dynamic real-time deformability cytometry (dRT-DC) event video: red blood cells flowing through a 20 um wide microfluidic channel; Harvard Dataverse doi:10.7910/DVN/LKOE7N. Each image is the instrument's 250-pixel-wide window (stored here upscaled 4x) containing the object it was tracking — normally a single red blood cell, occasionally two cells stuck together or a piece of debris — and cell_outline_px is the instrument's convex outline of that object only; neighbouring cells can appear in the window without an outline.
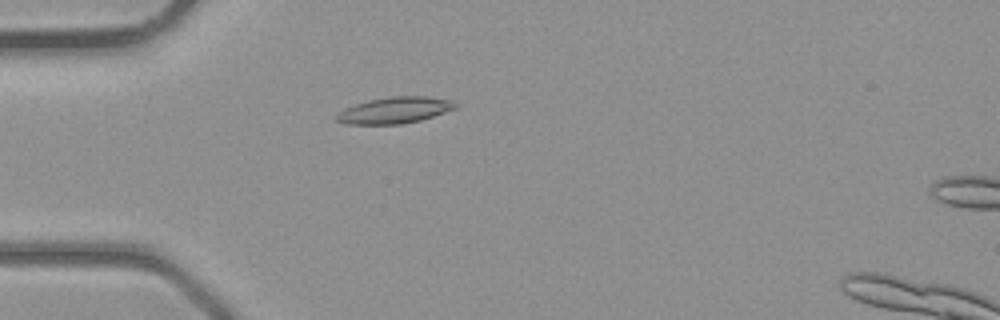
{"species": "common noctule bat (a hibernating species)", "species_latin": "Nyctalus noctula", "temperature_condition": "room temperature", "stored_images_in_passage": 40, "camera_frame_rate_fps": 3000, "um_per_image_px": 0.085, "animal": {"sex": "male", "body_mass_g": 23.1, "forearm_length_mm": 52.7}, "frame": {"image": 1, "passage_image": 12, "time_ms": 3.667, "image_size_px": [1000, 320], "cell_outline_px": [[460, 108], [420, 120], [400, 124], [344, 124], [336, 120], [336, 116], [344, 108], [368, 100], [392, 96], [428, 96], [452, 100], [460, 104]], "centroid_in_image_um": [33.63, 9.36], "position_along_channel_um": 51.4, "area_um2": 18.44}}
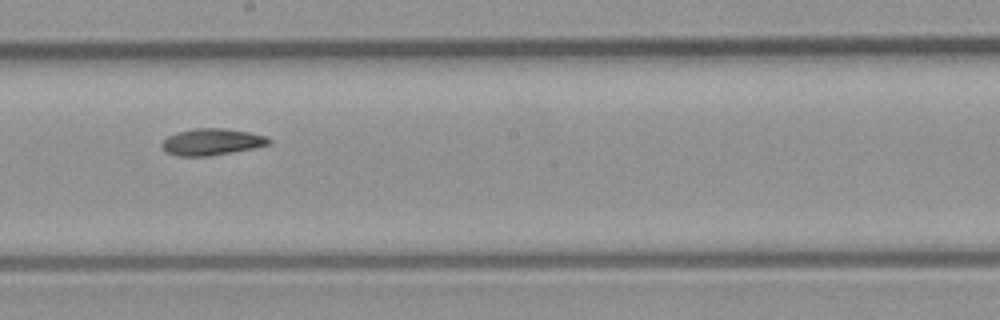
{"frame": {"image": 2, "passage_image": 23, "time_ms": 7.333, "image_size_px": [1000, 320], "cell_outline_px": [[272, 144], [256, 148], [212, 156], [176, 156], [164, 152], [160, 148], [160, 144], [168, 136], [176, 132], [196, 128], [224, 128], [248, 132], [264, 136], [272, 140]], "centroid_in_image_um": [17.98, 12.08], "position_along_channel_um": 230.2, "area_um2": 16.94}}
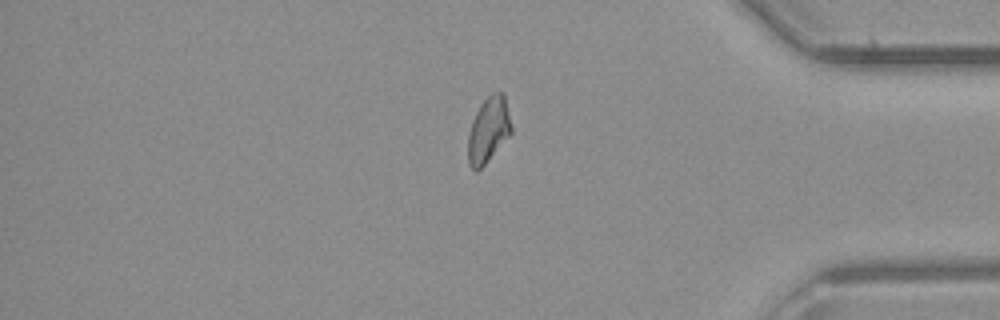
{"frame": {"image": 3, "passage_image": 34, "time_ms": 11.0, "image_size_px": [1000, 320], "cell_outline_px": [[512, 132], [484, 164], [476, 172], [468, 164], [468, 136], [472, 120], [480, 104], [492, 92], [504, 92], [512, 128]], "centroid_in_image_um": [41.51, 11.01], "position_along_channel_um": 393.7, "area_um2": 16.36}}